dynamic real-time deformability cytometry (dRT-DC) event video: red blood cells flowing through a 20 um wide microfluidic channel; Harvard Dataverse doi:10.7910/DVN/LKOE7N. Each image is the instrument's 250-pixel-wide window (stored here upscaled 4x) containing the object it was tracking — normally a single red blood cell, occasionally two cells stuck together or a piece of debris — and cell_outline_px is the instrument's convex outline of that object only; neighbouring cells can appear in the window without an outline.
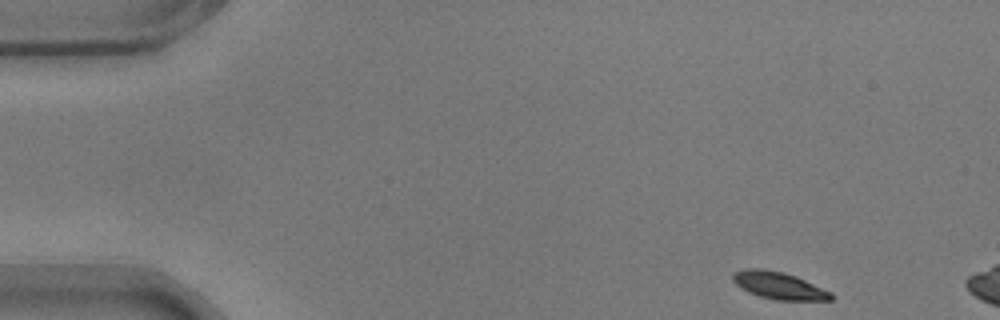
{"species": "common noctule bat (a hibernating species)", "species_latin": "Nyctalus noctula", "temperature_condition": "warm", "stored_images_in_passage": 7, "camera_frame_rate_fps": 3000, "um_per_image_px": 0.085, "animal": {"sex": "male", "body_mass_g": 17.9}, "frame": {"image": 1, "passage_image": 1, "time_ms": 0.0, "image_size_px": [1000, 320], "cell_outline_px": [[832, 300], [776, 300], [760, 296], [748, 292], [740, 288], [732, 280], [732, 272], [744, 268], [764, 268], [784, 272], [796, 276], [832, 292]], "centroid_in_image_um": [66.16, 24.25], "position_along_channel_um": 18.8, "area_um2": 15.72}}